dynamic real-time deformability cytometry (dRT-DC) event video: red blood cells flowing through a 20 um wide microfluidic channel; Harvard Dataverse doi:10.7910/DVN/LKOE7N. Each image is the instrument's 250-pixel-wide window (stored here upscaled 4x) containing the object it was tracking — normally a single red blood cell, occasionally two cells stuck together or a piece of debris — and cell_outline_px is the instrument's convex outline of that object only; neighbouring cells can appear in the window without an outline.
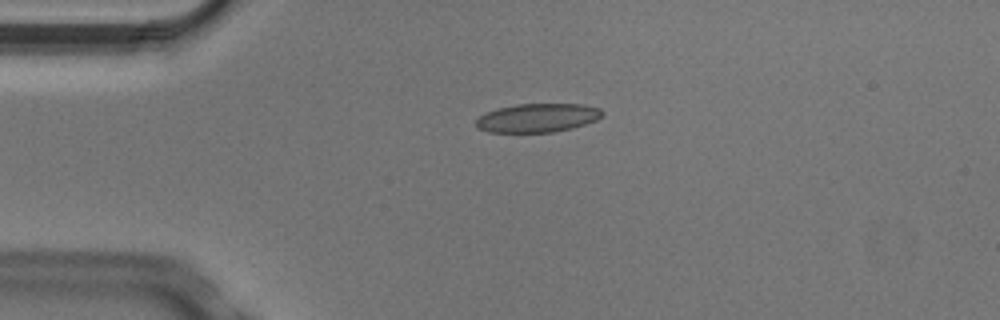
{"species": "Egyptian fruit bat (a non-hibernating species)", "species_latin": "Rousettus aegyptiacus", "temperature_condition": "cold", "stored_images_in_passage": 5, "camera_frame_rate_fps": 3000, "um_per_image_px": 0.085, "animal": {"sex": "male"}, "frame": {"image": 1, "passage_image": 4, "time_ms": 1.0, "image_size_px": [1000, 320], "cell_outline_px": [[604, 116], [596, 120], [572, 128], [552, 132], [488, 132], [476, 128], [476, 120], [484, 112], [496, 108], [516, 104], [584, 104], [600, 108], [604, 112]], "centroid_in_image_um": [45.69, 10.01], "position_along_channel_um": 39.3, "area_um2": 21.33}}